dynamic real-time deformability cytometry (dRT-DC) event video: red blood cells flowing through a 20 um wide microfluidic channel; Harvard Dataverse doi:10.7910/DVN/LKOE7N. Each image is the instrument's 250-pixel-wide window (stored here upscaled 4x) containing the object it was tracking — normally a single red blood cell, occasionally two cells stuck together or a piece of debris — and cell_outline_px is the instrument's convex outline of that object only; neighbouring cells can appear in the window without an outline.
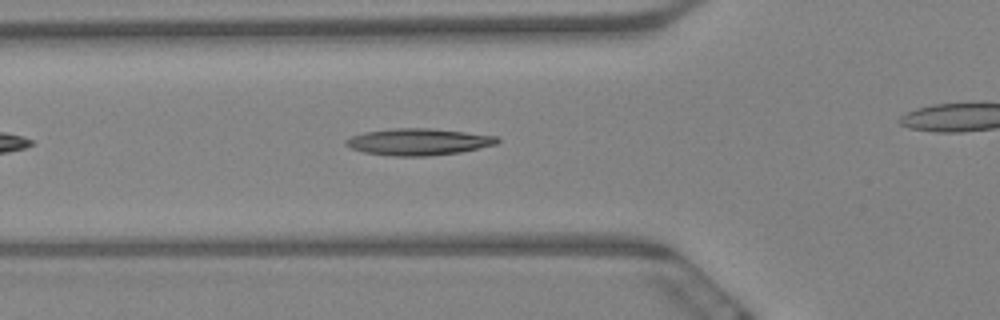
{"species": "Egyptian fruit bat (a non-hibernating species)", "species_latin": "Rousettus aegyptiacus", "temperature_condition": "warm", "stored_images_in_passage": 38, "camera_frame_rate_fps": 3000, "um_per_image_px": 0.085, "animal": {"sex": "female"}, "frame": {"image": 1, "passage_image": 9, "time_ms": 2.667, "image_size_px": [1000, 320], "cell_outline_px": [[500, 140], [496, 144], [460, 152], [428, 156], [392, 156], [364, 152], [352, 148], [344, 144], [344, 140], [352, 136], [364, 132], [392, 128], [428, 128], [464, 132], [496, 136]], "centroid_in_image_um": [35.53, 12.05], "position_along_channel_um": 90.3, "area_um2": 23.41}}
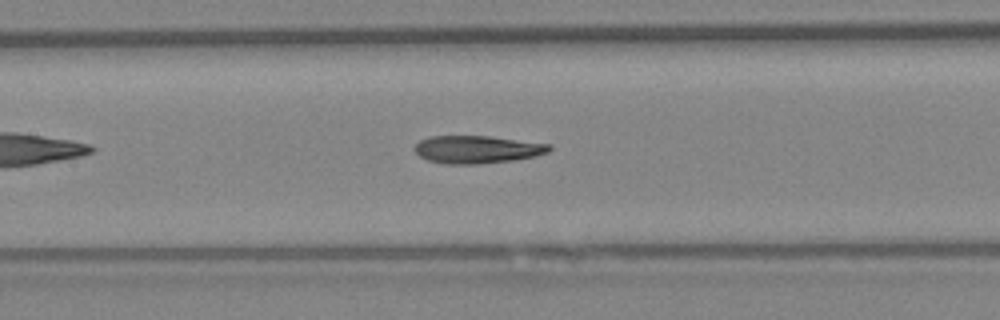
{"frame": {"image": 2, "passage_image": 16, "time_ms": 5.0, "image_size_px": [1000, 320], "cell_outline_px": [[552, 148], [548, 152], [536, 156], [512, 160], [476, 164], [444, 164], [428, 160], [420, 156], [412, 148], [420, 140], [432, 136], [488, 136], [552, 144]], "centroid_in_image_um": [40.56, 12.7], "position_along_channel_um": 166.8, "area_um2": 21.73}}
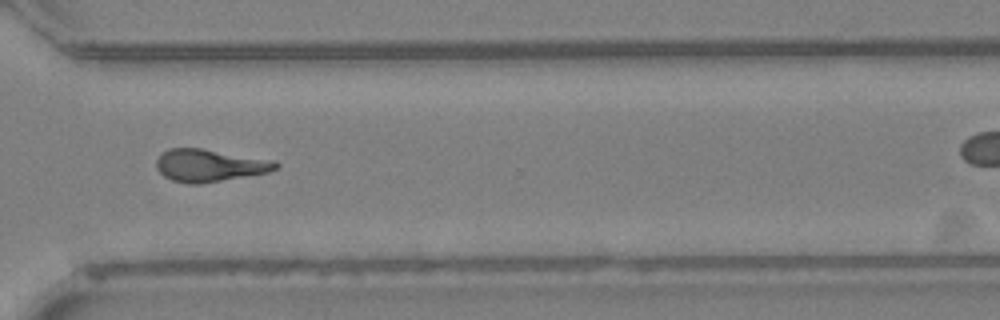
{"frame": {"image": 3, "passage_image": 33, "time_ms": 10.667, "image_size_px": [1000, 320], "cell_outline_px": [[280, 164], [276, 168], [268, 172], [200, 184], [188, 184], [172, 180], [164, 176], [156, 168], [156, 160], [168, 148], [200, 148], [276, 160]], "centroid_in_image_um": [17.81, 14.06], "position_along_channel_um": 352.8, "area_um2": 22.48}}